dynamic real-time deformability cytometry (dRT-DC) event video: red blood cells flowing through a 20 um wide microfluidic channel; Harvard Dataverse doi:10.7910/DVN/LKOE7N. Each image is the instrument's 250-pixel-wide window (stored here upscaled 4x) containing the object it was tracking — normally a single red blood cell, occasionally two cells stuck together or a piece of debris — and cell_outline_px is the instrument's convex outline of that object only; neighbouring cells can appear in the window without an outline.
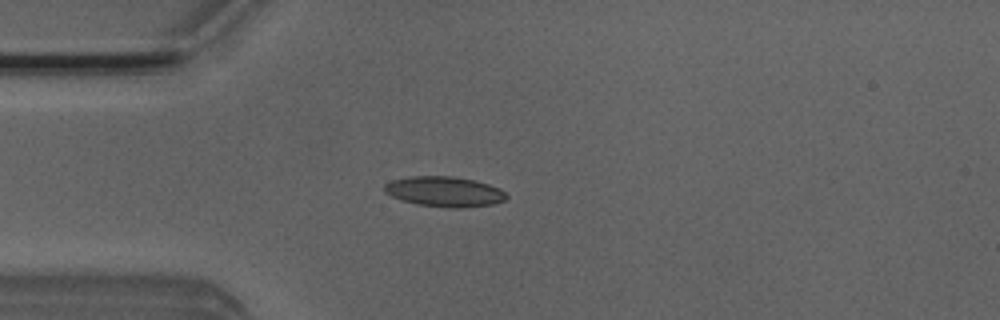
{"species": "Egyptian fruit bat (a non-hibernating species)", "species_latin": "Rousettus aegyptiacus", "temperature_condition": "room temperature", "stored_images_in_passage": 51, "camera_frame_rate_fps": 3000, "um_per_image_px": 0.085, "animal": {"sex": "male"}, "frame": {"image": 1, "passage_image": 13, "time_ms": 4.0, "image_size_px": [1000, 320], "cell_outline_px": [[508, 196], [504, 200], [492, 204], [460, 208], [452, 208], [416, 204], [400, 200], [384, 192], [384, 184], [392, 180], [408, 176], [452, 176], [472, 180], [488, 184], [500, 188]], "centroid_in_image_um": [37.74, 16.28], "position_along_channel_um": 47.3, "area_um2": 21.44}}
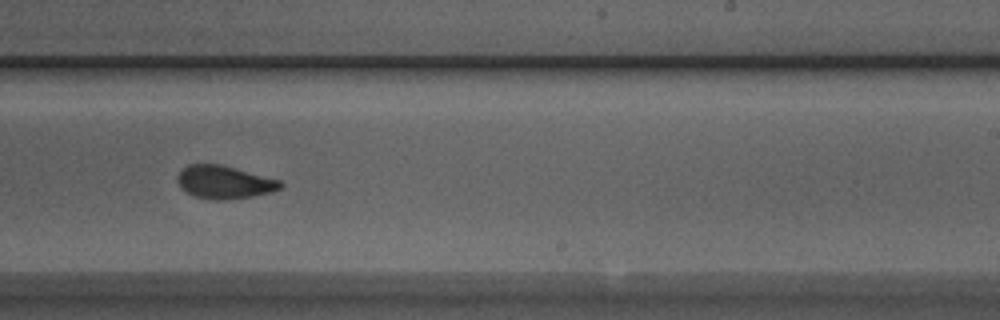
{"frame": {"image": 2, "passage_image": 31, "time_ms": 10.0, "image_size_px": [1000, 320], "cell_outline_px": [[284, 184], [280, 188], [272, 192], [252, 196], [228, 200], [216, 200], [196, 196], [180, 188], [176, 180], [176, 176], [188, 164], [220, 164], [280, 180]], "centroid_in_image_um": [19.06, 15.48], "position_along_channel_um": 269.9, "area_um2": 19.71}}
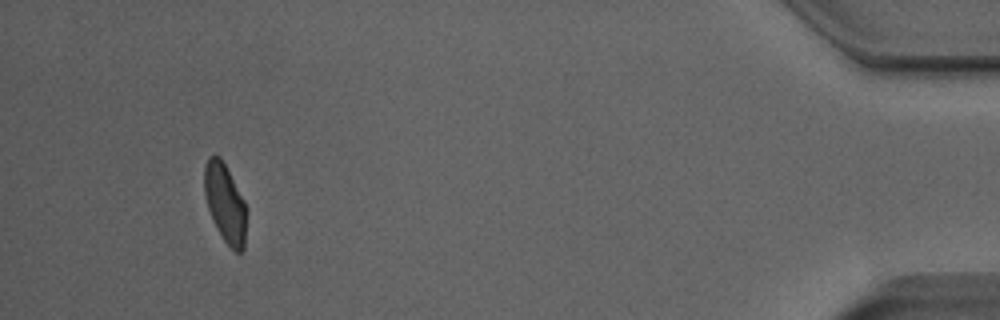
{"frame": {"image": 3, "passage_image": 48, "time_ms": 15.667, "image_size_px": [1000, 320], "cell_outline_px": [[244, 248], [240, 252], [236, 252], [224, 240], [216, 228], [212, 220], [208, 208], [204, 192], [204, 168], [208, 156], [220, 156], [244, 200]], "centroid_in_image_um": [19.08, 17.24], "position_along_channel_um": 416.1, "area_um2": 18.73}, "authors_computed_cell_mechanics": {"area_um2": 20.1144, "velocity_mm_per_s": 3.9204, "shape_relaxation_time_tau1_ms": 3.7574, "shape_relaxation_time_tau2_ms": 2.0612, "deformation_change_tau1": 0.1303, "deformation_change_tau2": 0.0633}}